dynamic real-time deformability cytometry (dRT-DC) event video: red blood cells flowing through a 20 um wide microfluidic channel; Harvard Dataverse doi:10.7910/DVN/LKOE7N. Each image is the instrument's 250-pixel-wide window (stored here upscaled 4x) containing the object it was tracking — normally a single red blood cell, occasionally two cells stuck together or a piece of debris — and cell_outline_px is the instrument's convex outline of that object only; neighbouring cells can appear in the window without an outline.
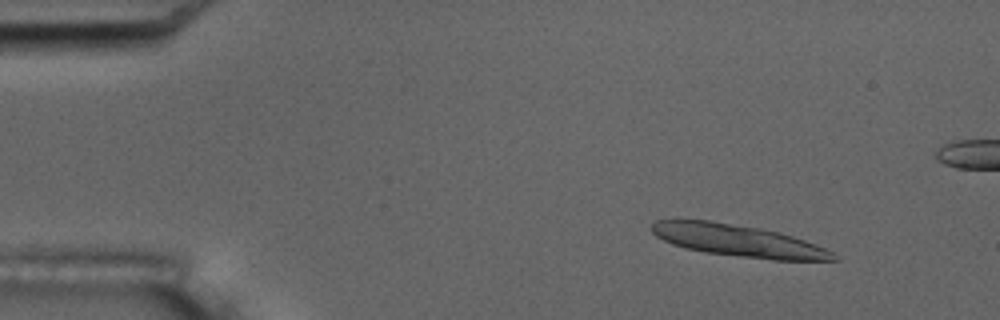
{"species": "common noctule bat (a hibernating species)", "species_latin": "Nyctalus noctula", "temperature_condition": "room temperature", "stored_images_in_passage": 6, "camera_frame_rate_fps": 3000, "um_per_image_px": 0.085, "animal": {"sex": "male", "body_mass_g": 17.5, "forearm_length_mm": 52.3}, "frame": {"image": 1, "passage_image": 2, "time_ms": 1.333, "image_size_px": [1000, 320], "cell_outline_px": [[840, 260], [772, 260], [704, 252], [684, 248], [672, 244], [656, 236], [652, 232], [652, 224], [656, 220], [676, 216], [708, 220], [760, 228], [780, 232], [804, 240], [824, 248], [832, 252]], "centroid_in_image_um": [62.63, 20.42], "position_along_channel_um": 22.4, "area_um2": 34.33}}